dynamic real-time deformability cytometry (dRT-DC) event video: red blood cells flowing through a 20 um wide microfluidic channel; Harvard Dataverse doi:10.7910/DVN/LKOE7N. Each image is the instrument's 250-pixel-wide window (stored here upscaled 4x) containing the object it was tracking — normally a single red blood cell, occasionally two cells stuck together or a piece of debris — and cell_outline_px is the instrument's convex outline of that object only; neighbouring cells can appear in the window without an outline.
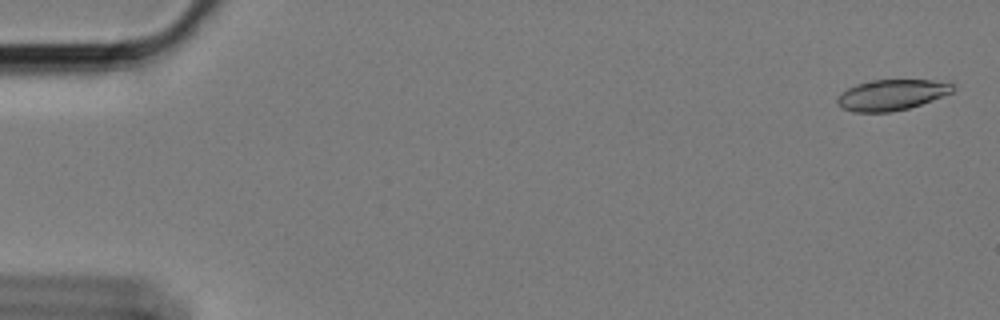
{"species": "Egyptian fruit bat (a non-hibernating species)", "species_latin": "Rousettus aegyptiacus", "temperature_condition": "cold", "stored_images_in_passage": 60, "camera_frame_rate_fps": 3000, "um_per_image_px": 0.085, "animal": {"sex": "female"}, "frame": {"image": 1, "passage_image": 2, "time_ms": 0.333, "image_size_px": [1000, 320], "cell_outline_px": [[956, 88], [952, 92], [932, 100], [908, 108], [888, 112], [852, 112], [840, 108], [836, 104], [836, 100], [848, 88], [856, 84], [872, 80], [932, 80], [956, 84]], "centroid_in_image_um": [75.78, 8.06], "position_along_channel_um": 9.2, "area_um2": 20.63}}
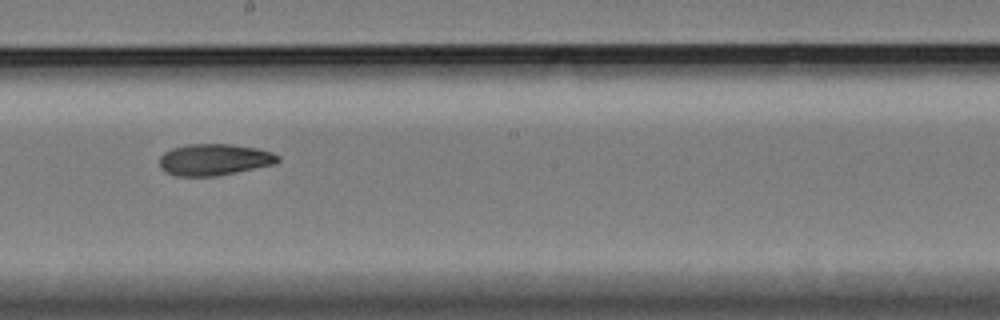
{"frame": {"image": 2, "passage_image": 34, "time_ms": 11.0, "image_size_px": [1000, 320], "cell_outline_px": [[280, 160], [276, 164], [216, 176], [176, 176], [164, 172], [160, 168], [160, 156], [164, 152], [172, 148], [188, 144], [232, 144], [256, 148], [272, 152], [280, 156]], "centroid_in_image_um": [18.21, 13.57], "position_along_channel_um": 230.0, "area_um2": 21.91}}
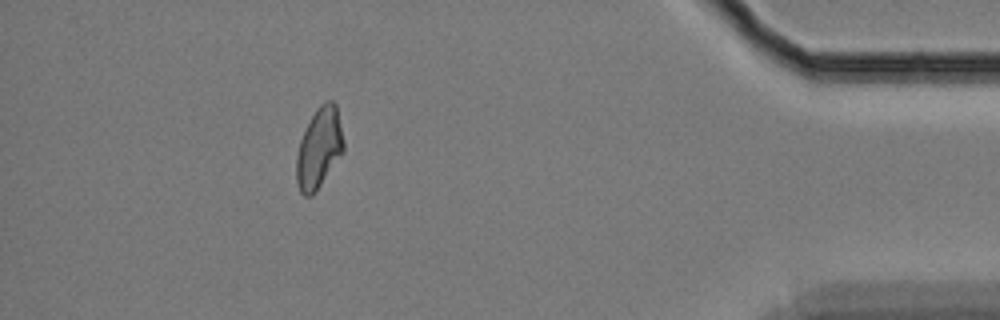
{"frame": {"image": 3, "passage_image": 54, "time_ms": 17.667, "image_size_px": [1000, 320], "cell_outline_px": [[344, 152], [312, 196], [304, 196], [300, 192], [296, 180], [296, 156], [300, 140], [316, 108], [324, 100], [332, 100], [336, 104], [344, 140]], "centroid_in_image_um": [27.13, 12.58], "position_along_channel_um": 408.1, "area_um2": 22.14}, "authors_computed_cell_mechanics": {"area_um2": 21.7617, "velocity_mm_per_s": 3.3793, "shape_relaxation_time_tau1_ms": null, "shape_relaxation_time_tau2_ms": 6.0306, "deformation_change_tau1": null, "deformation_change_tau2": 0.1183}}